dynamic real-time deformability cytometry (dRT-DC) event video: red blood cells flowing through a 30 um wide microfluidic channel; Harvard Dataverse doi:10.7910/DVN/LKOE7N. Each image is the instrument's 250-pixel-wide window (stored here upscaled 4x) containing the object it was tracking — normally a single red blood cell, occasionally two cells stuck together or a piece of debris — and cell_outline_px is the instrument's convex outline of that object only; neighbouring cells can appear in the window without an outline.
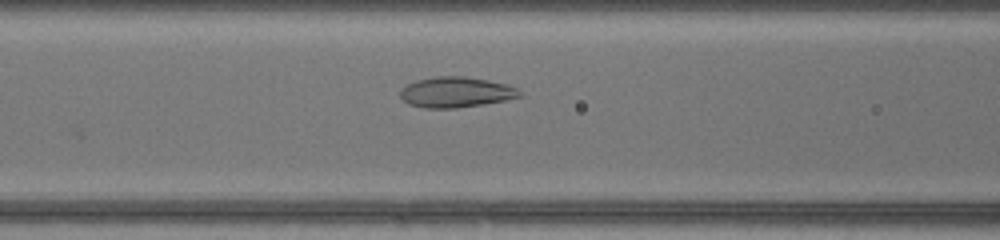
{"species": "common noctule bat (a hibernating species)", "species_latin": "Nyctalus noctula", "temperature_condition": "warm", "stored_images_in_passage": 34, "camera_frame_rate_fps": 3000, "um_per_image_px": 0.085, "animal": {"sex": "female", "body_mass_g": 17.0, "forearm_length_mm": 48.0}, "frame": {"image": 1, "passage_image": 8, "time_ms": 2.333, "image_size_px": [1000, 240], "cell_outline_px": [[524, 96], [504, 100], [456, 108], [424, 108], [408, 104], [400, 96], [400, 92], [408, 84], [416, 80], [436, 76], [464, 76], [488, 80], [508, 84], [516, 88]], "centroid_in_image_um": [38.76, 7.83], "position_along_channel_um": 127.8, "area_um2": 21.1}}
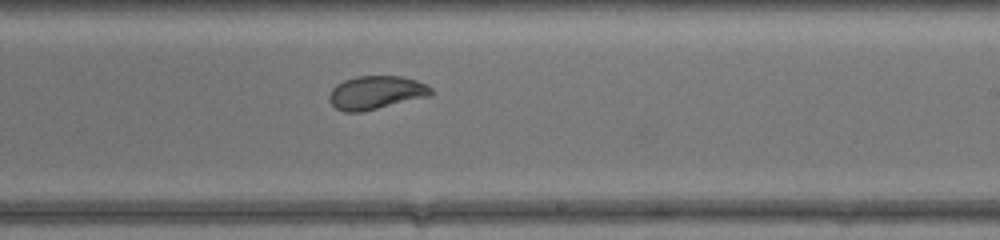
{"frame": {"image": 2, "passage_image": 17, "time_ms": 5.333, "image_size_px": [1000, 240], "cell_outline_px": [[436, 92], [432, 96], [360, 112], [344, 112], [336, 108], [328, 100], [328, 96], [332, 88], [336, 84], [344, 80], [356, 76], [400, 76], [416, 80], [432, 88]], "centroid_in_image_um": [31.98, 7.87], "position_along_channel_um": 257.0, "area_um2": 20.0}}
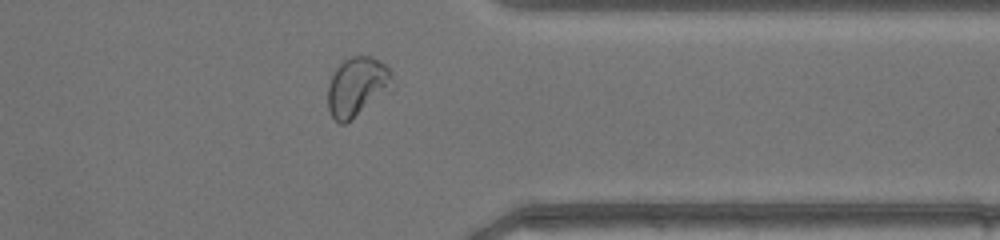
{"frame": {"image": 3, "passage_image": 26, "time_ms": 8.333, "image_size_px": [1000, 240], "cell_outline_px": [[392, 80], [344, 124], [340, 124], [332, 116], [328, 108], [328, 84], [336, 68], [344, 60], [352, 56], [368, 56], [384, 64], [392, 72]], "centroid_in_image_um": [30.22, 7.29], "position_along_channel_um": 381.2, "area_um2": 20.35}}